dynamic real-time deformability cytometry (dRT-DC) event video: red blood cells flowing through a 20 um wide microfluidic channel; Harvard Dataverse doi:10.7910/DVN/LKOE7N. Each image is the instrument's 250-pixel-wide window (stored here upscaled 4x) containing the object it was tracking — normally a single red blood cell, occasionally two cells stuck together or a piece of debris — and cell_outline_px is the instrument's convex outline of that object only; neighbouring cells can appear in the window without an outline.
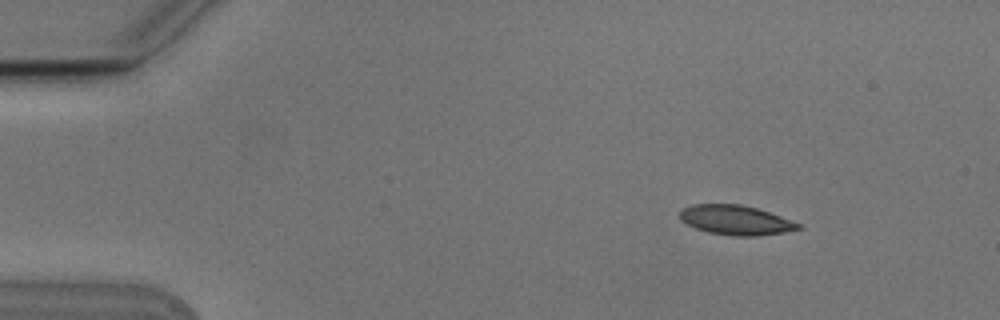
{"species": "Egyptian fruit bat (a non-hibernating species)", "species_latin": "Rousettus aegyptiacus", "temperature_condition": "cold", "stored_images_in_passage": 7, "camera_frame_rate_fps": 3000, "um_per_image_px": 0.085, "animal": {"sex": "male"}, "frame": {"image": 1, "passage_image": 3, "time_ms": 0.667, "image_size_px": [1000, 320], "cell_outline_px": [[804, 228], [784, 232], [756, 236], [736, 236], [708, 232], [696, 228], [680, 220], [680, 212], [684, 208], [692, 204], [740, 204], [756, 208], [780, 216], [800, 224]], "centroid_in_image_um": [62.54, 18.71], "position_along_channel_um": 22.5, "area_um2": 20.23}}
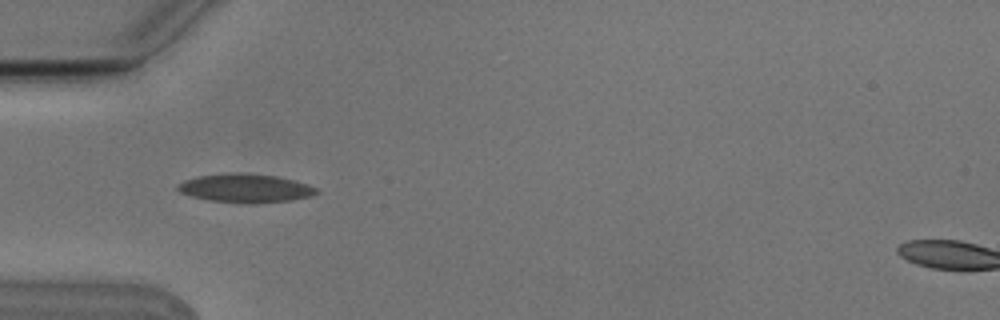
{"frame": {"image": 2, "passage_image": 6, "time_ms": 1.667, "image_size_px": [1000, 320], "cell_outline_px": [[320, 192], [312, 196], [292, 200], [256, 204], [244, 204], [208, 200], [192, 196], [180, 192], [176, 188], [176, 184], [184, 180], [196, 176], [224, 172], [240, 172], [276, 176], [296, 180], [308, 184], [316, 188]], "centroid_in_image_um": [20.85, 15.99], "position_along_channel_um": 64.1, "area_um2": 23.76}}